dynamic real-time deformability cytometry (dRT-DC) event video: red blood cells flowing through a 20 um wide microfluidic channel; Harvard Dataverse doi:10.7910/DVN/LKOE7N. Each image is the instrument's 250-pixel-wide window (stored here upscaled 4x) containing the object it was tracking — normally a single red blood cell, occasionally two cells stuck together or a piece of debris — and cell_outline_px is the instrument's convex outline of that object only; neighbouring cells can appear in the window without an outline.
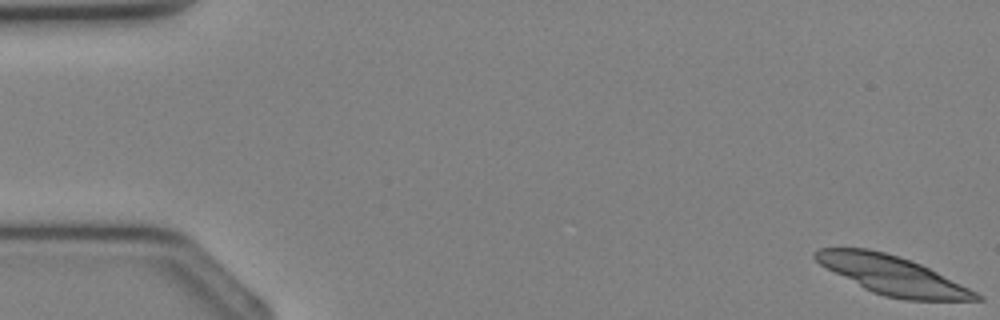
{"species": "Egyptian fruit bat (a non-hibernating species)", "species_latin": "Rousettus aegyptiacus", "temperature_condition": "cold", "stored_images_in_passage": 12, "camera_frame_rate_fps": 3000, "um_per_image_px": 0.085, "animal": {"sex": "female"}, "frame": {"image": 1, "passage_image": 1, "time_ms": 0.0, "image_size_px": [1000, 320], "cell_outline_px": [[984, 300], [904, 300], [884, 296], [872, 292], [864, 288], [820, 264], [812, 256], [812, 252], [820, 248], [868, 248], [900, 256], [920, 264], [984, 296]], "centroid_in_image_um": [75.84, 23.39], "position_along_channel_um": 9.2, "area_um2": 35.72}}